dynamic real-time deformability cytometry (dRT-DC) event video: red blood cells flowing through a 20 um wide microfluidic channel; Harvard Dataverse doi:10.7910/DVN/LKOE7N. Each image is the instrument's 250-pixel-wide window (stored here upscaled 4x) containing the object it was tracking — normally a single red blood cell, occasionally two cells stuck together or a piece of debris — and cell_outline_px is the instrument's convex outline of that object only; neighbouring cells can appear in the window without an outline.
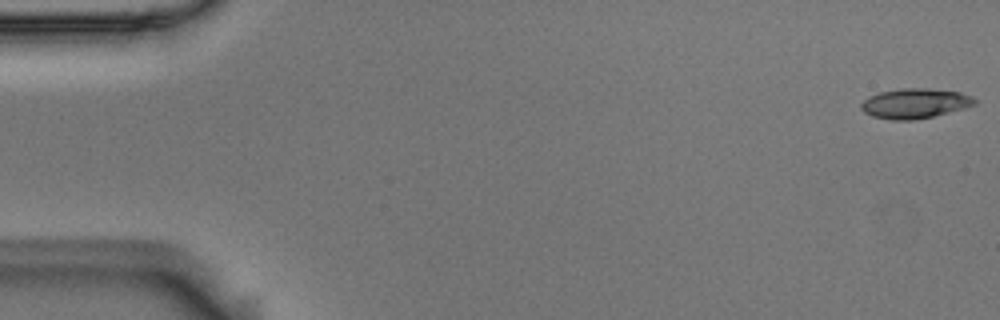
{"species": "Egyptian fruit bat (a non-hibernating species)", "species_latin": "Rousettus aegyptiacus", "temperature_condition": "room temperature", "stored_images_in_passage": 5, "camera_frame_rate_fps": 3000, "um_per_image_px": 0.085, "animal": {"sex": "male"}, "frame": {"image": 1, "passage_image": 1, "time_ms": 0.0, "image_size_px": [1000, 320], "cell_outline_px": [[976, 104], [964, 108], [932, 116], [912, 120], [888, 120], [872, 116], [864, 112], [860, 108], [860, 104], [868, 96], [880, 92], [900, 88], [928, 88], [960, 92], [972, 96], [976, 100]], "centroid_in_image_um": [77.73, 8.78], "position_along_channel_um": 7.3, "area_um2": 19.83}}
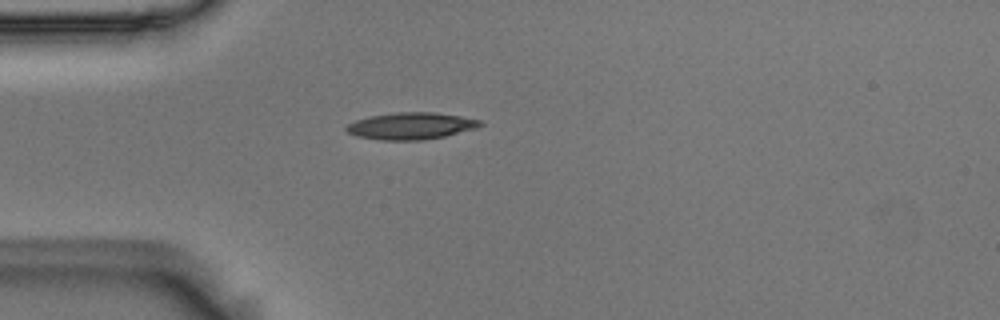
{"frame": {"image": 2, "passage_image": 5, "time_ms": 1.333, "image_size_px": [1000, 320], "cell_outline_px": [[484, 124], [476, 128], [444, 136], [424, 140], [380, 140], [356, 136], [348, 132], [344, 128], [348, 124], [356, 120], [368, 116], [396, 112], [432, 112], [460, 116], [480, 120]], "centroid_in_image_um": [34.91, 10.7], "position_along_channel_um": 50.1, "area_um2": 20.92}}